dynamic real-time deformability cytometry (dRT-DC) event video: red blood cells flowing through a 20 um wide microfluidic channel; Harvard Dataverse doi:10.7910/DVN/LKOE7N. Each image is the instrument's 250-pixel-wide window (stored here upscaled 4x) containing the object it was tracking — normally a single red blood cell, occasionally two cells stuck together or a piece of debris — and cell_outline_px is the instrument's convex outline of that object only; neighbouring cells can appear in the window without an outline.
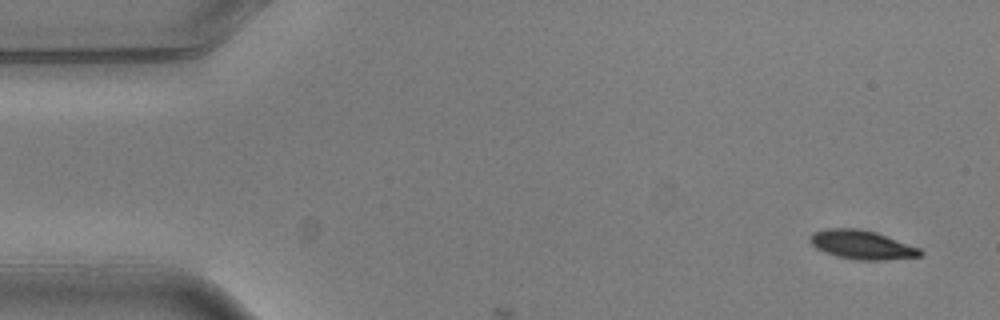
{"species": "common noctule bat (a hibernating species)", "species_latin": "Nyctalus noctula", "temperature_condition": "warm", "stored_images_in_passage": 2, "camera_frame_rate_fps": 3000, "um_per_image_px": 0.085, "animal": {"sex": "male", "body_mass_g": 20.5, "forearm_length_mm": 52.5}, "frame": {"image": 1, "passage_image": 1, "time_ms": 0.0, "image_size_px": [1000, 320], "cell_outline_px": [[924, 252], [920, 256], [884, 260], [856, 260], [836, 256], [824, 252], [816, 248], [808, 240], [808, 236], [812, 232], [828, 228], [860, 228], [876, 232], [920, 248]], "centroid_in_image_um": [73.22, 20.8], "position_along_channel_um": 11.8, "area_um2": 18.73}}